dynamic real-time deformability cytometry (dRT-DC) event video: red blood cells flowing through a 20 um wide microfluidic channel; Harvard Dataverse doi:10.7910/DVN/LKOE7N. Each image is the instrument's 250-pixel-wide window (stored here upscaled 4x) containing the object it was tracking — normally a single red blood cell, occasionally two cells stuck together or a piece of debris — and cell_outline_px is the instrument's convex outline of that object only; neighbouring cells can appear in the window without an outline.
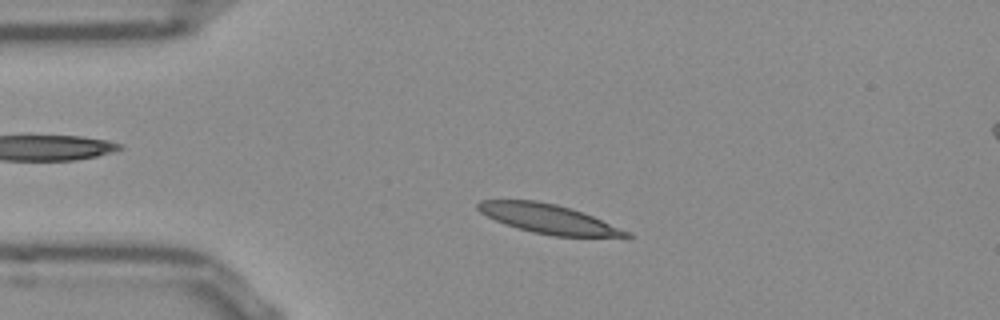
{"species": "Egyptian fruit bat (a non-hibernating species)", "species_latin": "Rousettus aegyptiacus", "temperature_condition": "room temperature", "stored_images_in_passage": 49, "camera_frame_rate_fps": 3000, "um_per_image_px": 0.085, "frame": {"image": 1, "passage_image": 8, "time_ms": 2.333, "image_size_px": [1000, 320], "cell_outline_px": [[632, 236], [552, 236], [532, 232], [504, 224], [480, 212], [476, 208], [476, 204], [480, 200], [536, 200], [556, 204], [592, 216], [628, 232]], "centroid_in_image_um": [46.5, 18.59], "position_along_channel_um": 38.5, "area_um2": 24.62}}
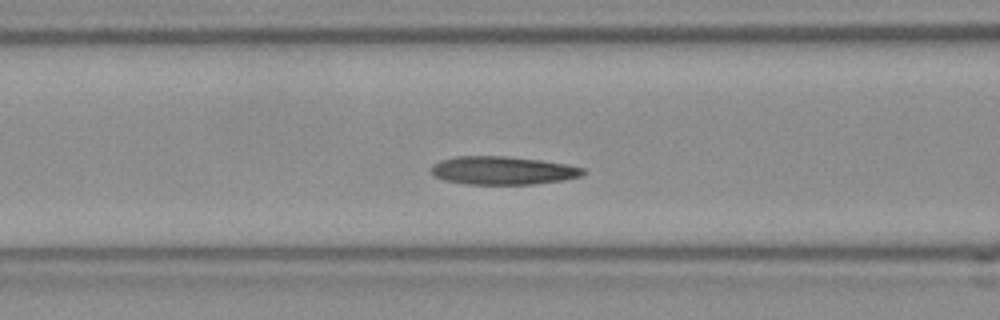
{"frame": {"image": 2, "passage_image": 17, "time_ms": 5.333, "image_size_px": [1000, 320], "cell_outline_px": [[584, 172], [580, 176], [560, 180], [532, 184], [464, 184], [444, 180], [432, 176], [432, 164], [440, 160], [456, 156], [504, 156], [540, 160], [564, 164], [584, 168]], "centroid_in_image_um": [42.65, 14.49], "position_along_channel_um": 123.9, "area_um2": 24.8}}
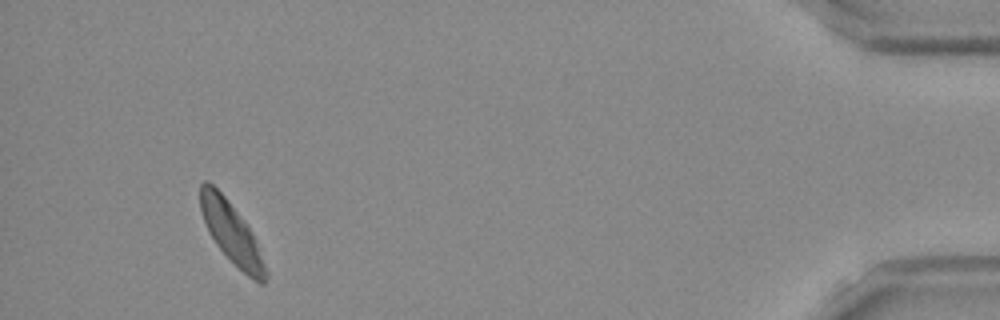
{"frame": {"image": 3, "passage_image": 46, "time_ms": 15.0, "image_size_px": [1000, 320], "cell_outline_px": [[268, 276], [264, 284], [260, 284], [248, 276], [216, 244], [208, 232], [200, 208], [200, 184], [204, 180], [208, 180], [224, 196], [248, 228], [256, 240], [268, 272]], "centroid_in_image_um": [19.67, 19.8], "position_along_channel_um": 415.5, "area_um2": 22.48}, "authors_computed_cell_mechanics": {"area_um2": 24.7384, "velocity_mm_per_s": 3.7793, "shape_relaxation_time_tau1_ms": 5.8562, "shape_relaxation_time_tau2_ms": 2.2366, "deformation_change_tau1": 0.1414, "deformation_change_tau2": 0.0891}}